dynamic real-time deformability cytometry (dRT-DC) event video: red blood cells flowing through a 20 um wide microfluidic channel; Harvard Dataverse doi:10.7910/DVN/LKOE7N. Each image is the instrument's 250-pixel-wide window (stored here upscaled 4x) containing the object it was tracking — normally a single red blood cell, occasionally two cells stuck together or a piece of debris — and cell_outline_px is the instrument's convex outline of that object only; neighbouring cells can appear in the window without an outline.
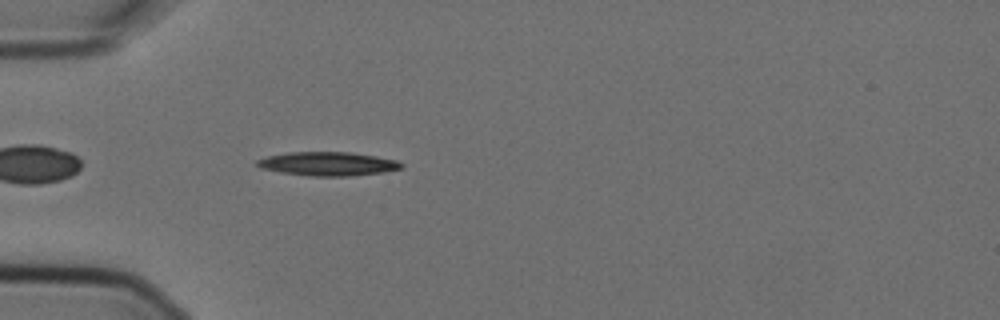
{"species": "Egyptian fruit bat (a non-hibernating species)", "species_latin": "Rousettus aegyptiacus", "temperature_condition": "cold", "stored_images_in_passage": 3, "camera_frame_rate_fps": 3000, "um_per_image_px": 0.085, "animal": {"sex": "female"}, "frame": {"image": 1, "passage_image": 3, "time_ms": 0.667, "image_size_px": [1000, 320], "cell_outline_px": [[404, 168], [384, 172], [348, 176], [308, 176], [280, 172], [260, 168], [256, 164], [256, 160], [268, 156], [288, 152], [352, 152], [376, 156], [396, 160], [404, 164]], "centroid_in_image_um": [27.88, 13.92], "position_along_channel_um": 57.1, "area_um2": 20.11}}